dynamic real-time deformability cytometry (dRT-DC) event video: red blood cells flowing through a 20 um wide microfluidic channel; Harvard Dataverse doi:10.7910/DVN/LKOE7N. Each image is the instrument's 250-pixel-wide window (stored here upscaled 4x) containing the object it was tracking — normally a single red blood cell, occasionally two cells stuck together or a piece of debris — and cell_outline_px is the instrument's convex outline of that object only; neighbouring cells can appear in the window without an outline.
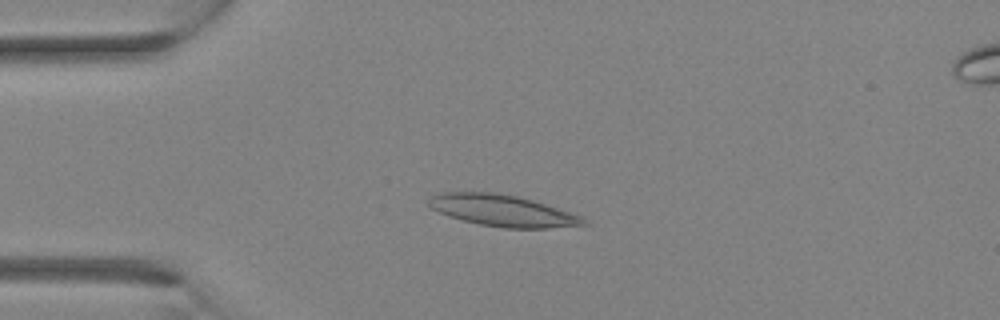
{"species": "Egyptian fruit bat (a non-hibernating species)", "species_latin": "Rousettus aegyptiacus", "temperature_condition": "room temperature", "stored_images_in_passage": 6, "camera_frame_rate_fps": 3000, "um_per_image_px": 0.085, "animal": {"sex": "female"}, "frame": {"image": 1, "passage_image": 2, "time_ms": 0.333, "image_size_px": [1000, 320], "cell_outline_px": [[592, 224], [548, 228], [504, 228], [480, 224], [448, 216], [432, 208], [428, 204], [428, 196], [440, 192], [496, 192], [516, 196], [532, 200], [584, 216]], "centroid_in_image_um": [42.75, 17.9], "position_along_channel_um": 42.2, "area_um2": 28.55}}
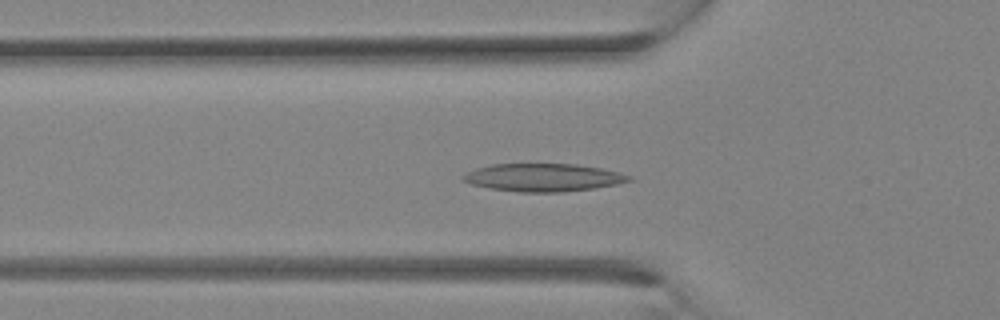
{"frame": {"image": 2, "passage_image": 5, "time_ms": 1.333, "image_size_px": [1000, 320], "cell_outline_px": [[632, 180], [616, 184], [596, 188], [564, 192], [520, 192], [492, 188], [472, 184], [460, 180], [460, 176], [476, 168], [492, 164], [576, 164], [600, 168], [620, 172], [632, 176]], "centroid_in_image_um": [46.18, 15.08], "position_along_channel_um": 79.6, "area_um2": 26.93}}